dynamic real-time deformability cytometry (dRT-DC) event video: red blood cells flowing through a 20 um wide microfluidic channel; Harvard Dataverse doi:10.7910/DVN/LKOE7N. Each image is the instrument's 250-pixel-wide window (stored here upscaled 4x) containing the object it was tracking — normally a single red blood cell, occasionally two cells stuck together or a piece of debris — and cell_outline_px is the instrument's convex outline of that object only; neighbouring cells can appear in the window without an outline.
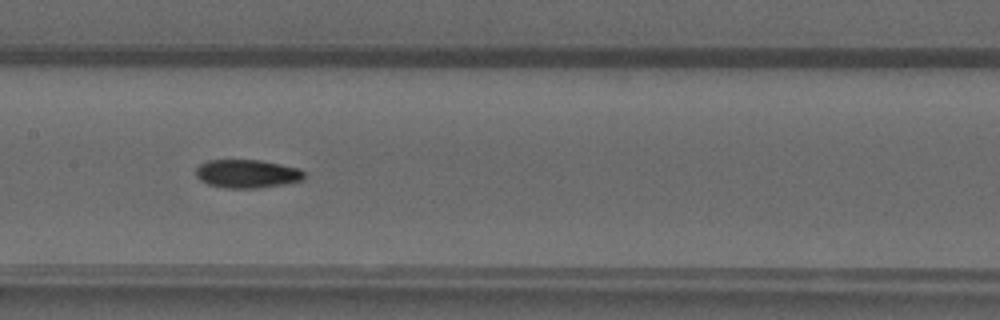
{"species": "common noctule bat (a hibernating species)", "species_latin": "Nyctalus noctula", "temperature_condition": "warm", "stored_images_in_passage": 32, "camera_frame_rate_fps": 3000, "um_per_image_px": 0.085, "animal": {"sex": "male", "forearm_length_mm": 52.5}, "frame": {"image": 1, "passage_image": 11, "time_ms": 3.333, "image_size_px": [1000, 320], "cell_outline_px": [[304, 180], [284, 184], [256, 188], [224, 188], [208, 184], [200, 180], [196, 176], [196, 168], [200, 164], [208, 160], [260, 160], [300, 168], [304, 172]], "centroid_in_image_um": [21.0, 14.77], "position_along_channel_um": 186.4, "area_um2": 17.98}}
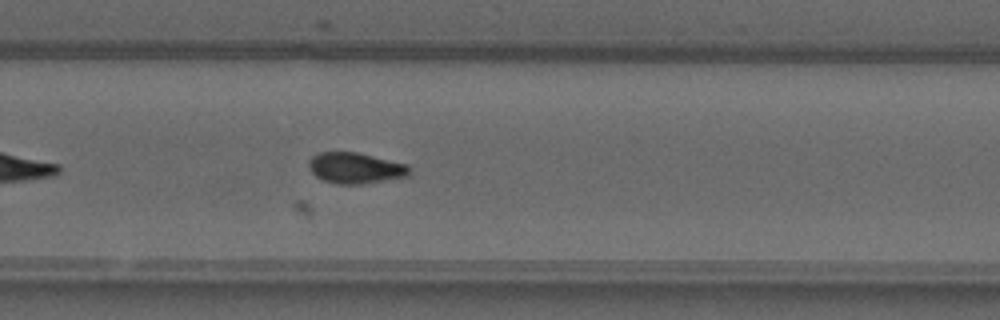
{"frame": {"image": 2, "passage_image": 19, "time_ms": 6.0, "image_size_px": [1000, 320], "cell_outline_px": [[408, 176], [360, 184], [336, 184], [324, 180], [316, 176], [308, 168], [308, 160], [312, 156], [320, 152], [356, 152], [408, 164]], "centroid_in_image_um": [30.16, 14.27], "position_along_channel_um": 299.6, "area_um2": 17.98}}
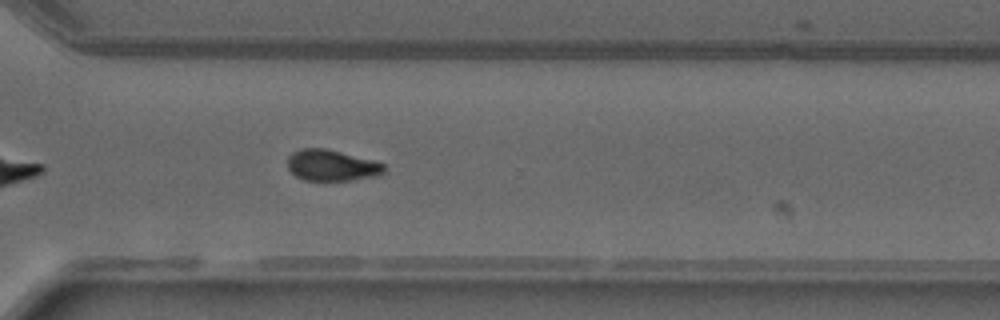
{"frame": {"image": 3, "passage_image": 22, "time_ms": 7.0, "image_size_px": [1000, 320], "cell_outline_px": [[384, 172], [376, 176], [352, 180], [304, 180], [296, 176], [288, 168], [288, 156], [292, 152], [300, 148], [324, 148], [372, 160], [384, 164]], "centroid_in_image_um": [28.16, 14.05], "position_along_channel_um": 342.4, "area_um2": 17.34}}